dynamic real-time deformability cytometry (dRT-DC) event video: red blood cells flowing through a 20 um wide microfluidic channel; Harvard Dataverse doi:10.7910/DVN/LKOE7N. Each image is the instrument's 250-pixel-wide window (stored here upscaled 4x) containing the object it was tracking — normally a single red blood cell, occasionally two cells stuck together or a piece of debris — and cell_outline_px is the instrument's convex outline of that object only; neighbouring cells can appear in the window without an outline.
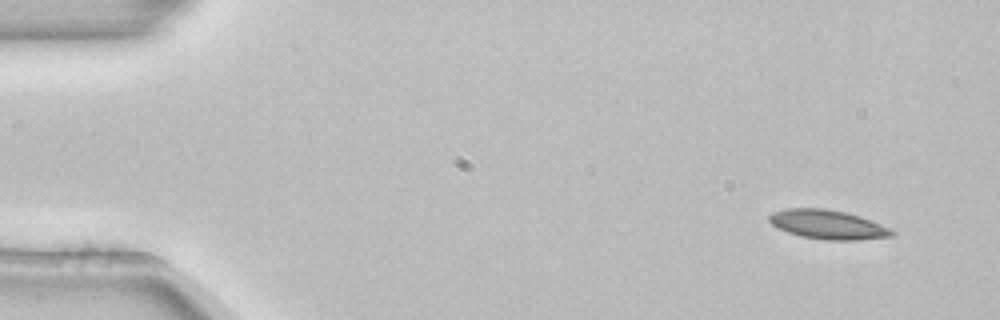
{"species": "common noctule bat (a hibernating species)", "species_latin": "Nyctalus noctula", "temperature_condition": "room temperature", "stored_images_in_passage": 5, "segment_of_instrument_passage": [1, 2], "camera_frame_rate_fps": 3000, "um_per_image_px": 0.085, "animal": {"sex": "female", "body_mass_g": 22.7, "forearm_length_mm": 54.2}, "frame": {"image": 1, "passage_image": 1, "time_ms": 0.0, "image_size_px": [1000, 320], "cell_outline_px": [[896, 232], [892, 236], [860, 240], [828, 240], [800, 236], [788, 232], [772, 224], [768, 220], [768, 216], [772, 212], [784, 208], [824, 208], [844, 212], [860, 216], [892, 228]], "centroid_in_image_um": [70.38, 19.08], "position_along_channel_um": 14.6, "area_um2": 20.92}}
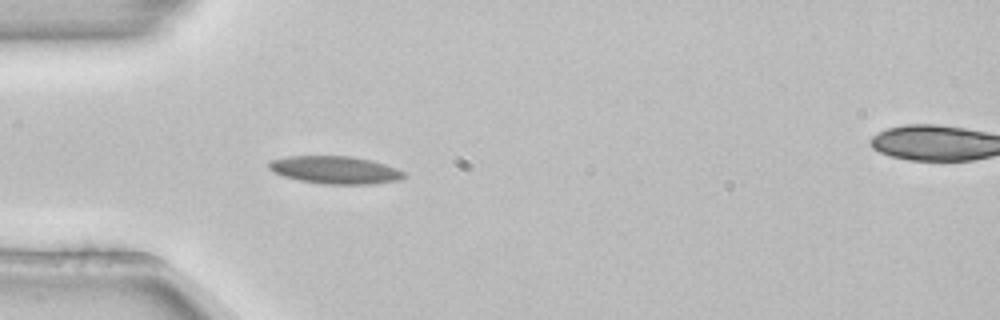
{"frame": {"image": 2, "passage_image": 4, "time_ms": 1.0, "image_size_px": [1000, 320], "cell_outline_px": [[408, 176], [400, 180], [372, 184], [320, 184], [300, 180], [284, 176], [268, 168], [268, 160], [288, 156], [352, 156], [372, 160], [396, 168], [404, 172]], "centroid_in_image_um": [28.51, 14.44], "position_along_channel_um": 56.5, "area_um2": 21.91}}